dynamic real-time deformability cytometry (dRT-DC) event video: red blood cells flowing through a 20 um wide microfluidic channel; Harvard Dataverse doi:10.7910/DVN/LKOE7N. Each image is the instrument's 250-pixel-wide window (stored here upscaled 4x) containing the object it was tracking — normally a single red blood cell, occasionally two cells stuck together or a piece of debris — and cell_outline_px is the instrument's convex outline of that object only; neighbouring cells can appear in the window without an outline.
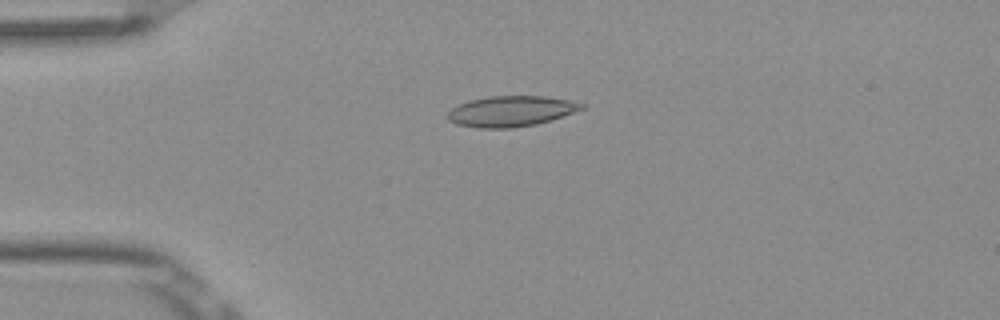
{"species": "Egyptian fruit bat (a non-hibernating species)", "species_latin": "Rousettus aegyptiacus", "temperature_condition": "room temperature", "stored_images_in_passage": 9, "camera_frame_rate_fps": 3000, "um_per_image_px": 0.085, "frame": {"image": 1, "passage_image": 4, "time_ms": 1.0, "image_size_px": [1000, 320], "cell_outline_px": [[584, 108], [536, 124], [512, 128], [480, 128], [456, 124], [448, 120], [444, 116], [456, 104], [468, 100], [488, 96], [544, 96], [568, 100], [584, 104]], "centroid_in_image_um": [43.33, 9.45], "position_along_channel_um": 41.7, "area_um2": 23.81}}
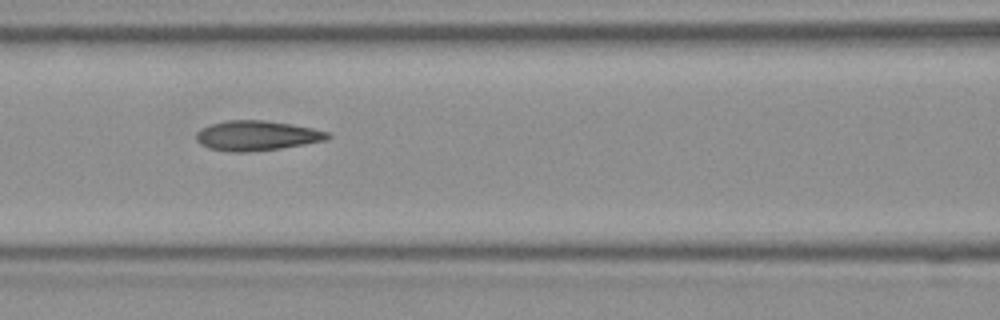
{"frame": {"image": 2, "passage_image": 7, "time_ms": 2.0, "image_size_px": [1000, 320], "cell_outline_px": [[332, 136], [328, 140], [280, 148], [244, 152], [232, 152], [208, 148], [200, 144], [196, 140], [196, 132], [200, 128], [208, 124], [224, 120], [264, 120], [292, 124], [312, 128], [328, 132]], "centroid_in_image_um": [21.79, 11.52], "position_along_channel_um": 144.8, "area_um2": 23.06}}
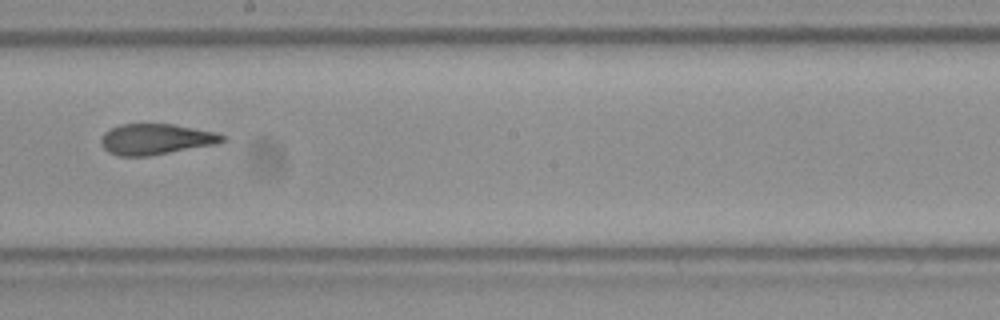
{"frame": {"image": 3, "passage_image": 9, "time_ms": 2.667, "image_size_px": [1000, 320], "cell_outline_px": [[224, 140], [216, 144], [148, 156], [116, 156], [108, 152], [104, 148], [100, 140], [100, 136], [104, 132], [120, 124], [172, 124], [216, 132], [224, 136]], "centroid_in_image_um": [13.2, 11.83], "position_along_channel_um": 235.0, "area_um2": 21.68}}